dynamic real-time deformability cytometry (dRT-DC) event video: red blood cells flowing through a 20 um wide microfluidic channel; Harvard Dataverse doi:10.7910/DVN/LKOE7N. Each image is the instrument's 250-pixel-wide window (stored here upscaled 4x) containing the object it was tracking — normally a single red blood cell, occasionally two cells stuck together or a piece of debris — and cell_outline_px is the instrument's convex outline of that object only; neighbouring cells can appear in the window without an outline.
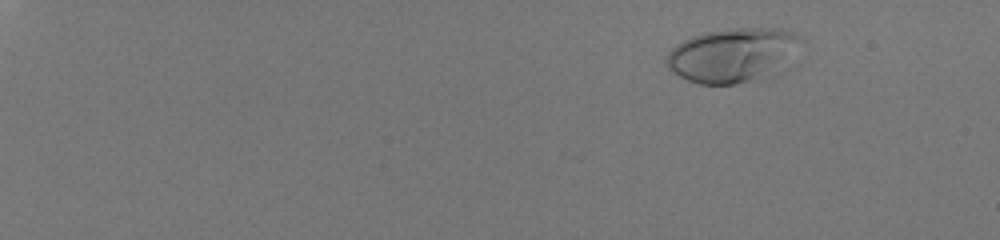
{"species": "human", "species_latin": "Homo sapiens", "temperature_condition": "room temperature", "stored_images_in_passage": 50, "camera_frame_rate_fps": 3000, "um_per_image_px": 0.085, "donor": {"sex": "male"}, "frame": {"image": 1, "passage_image": 2, "time_ms": 0.333, "image_size_px": [1000, 240], "cell_outline_px": [[804, 40], [772, 80], [736, 84], [696, 84], [672, 72], [668, 68], [664, 60], [668, 52], [676, 44], [692, 36], [704, 32], [736, 28], [780, 28], [804, 36]], "centroid_in_image_um": [62.32, 4.71], "position_along_channel_um": 22.7, "area_um2": 43.52}}
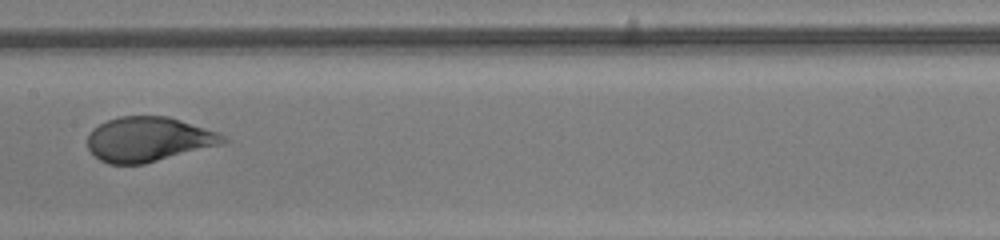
{"frame": {"image": 2, "passage_image": 29, "time_ms": 9.333, "image_size_px": [1000, 240], "cell_outline_px": [[228, 140], [220, 144], [144, 164], [108, 164], [100, 160], [88, 148], [88, 132], [92, 128], [108, 120], [120, 116], [168, 116], [220, 132]], "centroid_in_image_um": [12.6, 11.83], "position_along_channel_um": 194.8, "area_um2": 35.14}}
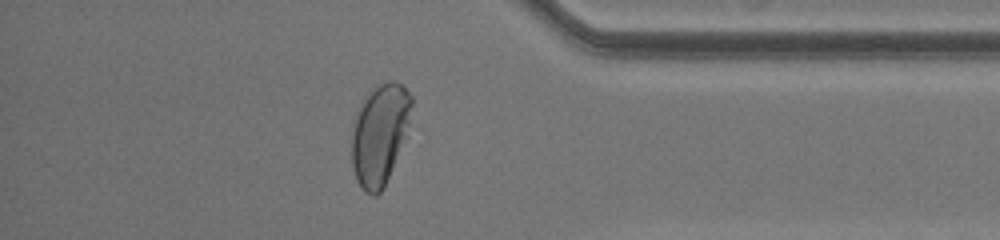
{"frame": {"image": 3, "passage_image": 45, "time_ms": 14.667, "image_size_px": [1000, 240], "cell_outline_px": [[412, 104], [408, 124], [404, 136], [392, 168], [384, 188], [376, 196], [372, 196], [364, 192], [356, 180], [352, 164], [352, 120], [364, 96], [372, 88], [388, 80], [396, 80], [412, 96]], "centroid_in_image_um": [32.23, 11.4], "position_along_channel_um": 403.0, "area_um2": 35.03}, "authors_computed_cell_mechanics": {"area_um2": 37.1365, "velocity_mm_per_s": 4.0528, "shape_relaxation_time_tau1_ms": 3.9372, "shape_relaxation_time_tau2_ms": null, "deformation_change_tau1": 0.2167, "deformation_change_tau2": null}}